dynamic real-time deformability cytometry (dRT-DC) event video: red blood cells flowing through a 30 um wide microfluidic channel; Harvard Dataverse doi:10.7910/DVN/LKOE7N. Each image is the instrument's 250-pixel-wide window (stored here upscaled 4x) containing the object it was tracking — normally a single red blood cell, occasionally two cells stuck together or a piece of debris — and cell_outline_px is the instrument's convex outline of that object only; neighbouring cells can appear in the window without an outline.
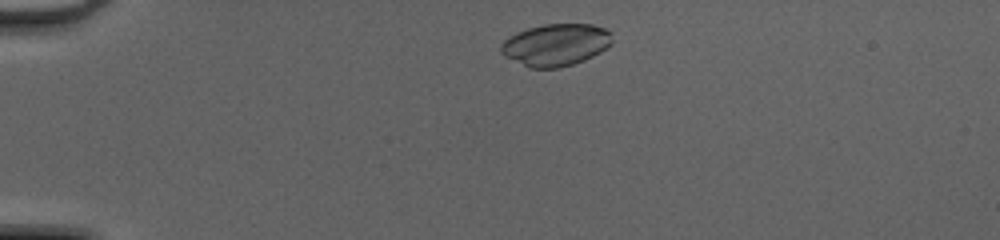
{"species": "common noctule bat (a hibernating species)", "species_latin": "Nyctalus noctula", "temperature_condition": "cold", "stored_images_in_passage": 41, "camera_frame_rate_fps": 3000, "um_per_image_px": 0.085, "animal": {"sex": "female", "body_mass_g": 20.0, "forearm_length_mm": 54.0}, "frame": {"image": 1, "passage_image": 3, "time_ms": 0.667, "image_size_px": [1000, 240], "cell_outline_px": [[612, 44], [600, 52], [584, 60], [560, 68], [528, 68], [504, 56], [500, 52], [500, 44], [508, 36], [516, 32], [528, 28], [544, 24], [592, 24], [604, 28], [612, 32]], "centroid_in_image_um": [47.22, 3.81], "position_along_channel_um": 37.8, "area_um2": 27.57}}
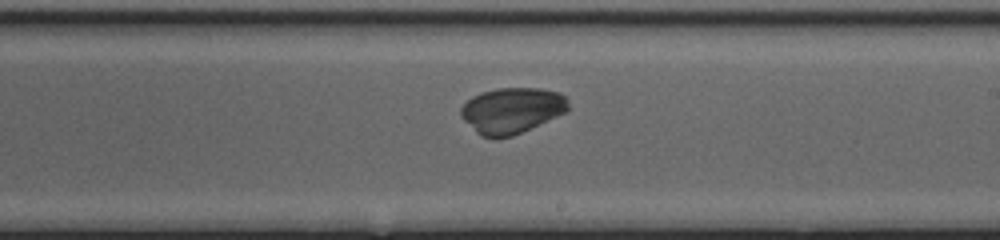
{"frame": {"image": 2, "passage_image": 22, "time_ms": 7.0, "image_size_px": [1000, 240], "cell_outline_px": [[568, 112], [512, 136], [480, 136], [460, 116], [460, 108], [472, 96], [480, 92], [500, 88], [540, 88], [560, 92], [564, 96], [568, 104]], "centroid_in_image_um": [43.51, 9.36], "position_along_channel_um": 245.5, "area_um2": 28.5}}
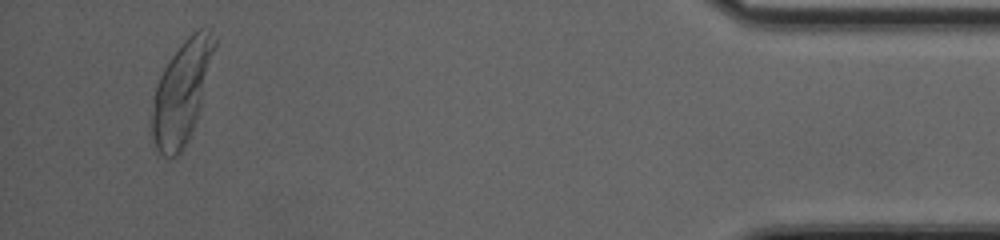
{"frame": {"image": 3, "passage_image": 39, "time_ms": 12.667, "image_size_px": [1000, 240], "cell_outline_px": [[216, 48], [200, 108], [192, 132], [184, 148], [176, 156], [164, 156], [156, 148], [152, 136], [148, 120], [152, 100], [160, 76], [164, 68], [172, 56], [184, 40], [192, 32], [200, 28], [212, 28], [216, 36]], "centroid_in_image_um": [15.43, 7.83], "position_along_channel_um": 419.8, "area_um2": 37.69}, "authors_computed_cell_mechanics": {"area_um2": 29.6514, "velocity_mm_per_s": 4.1855, "shape_relaxation_time_tau1_ms": 2.399, "shape_relaxation_time_tau2_ms": null, "deformation_change_tau1": 0.1744, "deformation_change_tau2": null}}